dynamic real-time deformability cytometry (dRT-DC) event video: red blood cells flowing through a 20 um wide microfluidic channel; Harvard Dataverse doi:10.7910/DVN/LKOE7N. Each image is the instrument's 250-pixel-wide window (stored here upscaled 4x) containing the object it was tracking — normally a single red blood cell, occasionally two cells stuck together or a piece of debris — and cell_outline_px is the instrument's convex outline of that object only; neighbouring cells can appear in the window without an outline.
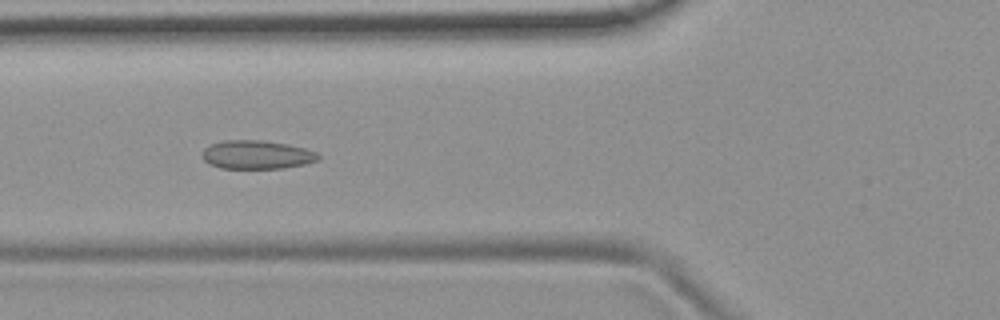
{"species": "common noctule bat (a hibernating species)", "species_latin": "Nyctalus noctula", "temperature_condition": "room temperature", "stored_images_in_passage": 56, "camera_frame_rate_fps": 3000, "um_per_image_px": 0.085, "animal": {"sex": "female", "body_mass_g": 19.9}, "frame": {"image": 1, "passage_image": 21, "time_ms": 6.667, "image_size_px": [1000, 320], "cell_outline_px": [[320, 156], [316, 160], [304, 164], [284, 168], [220, 168], [208, 164], [200, 156], [204, 148], [212, 144], [224, 140], [260, 140], [288, 144], [304, 148], [316, 152]], "centroid_in_image_um": [21.78, 13.15], "position_along_channel_um": 104.0, "area_um2": 19.31}}
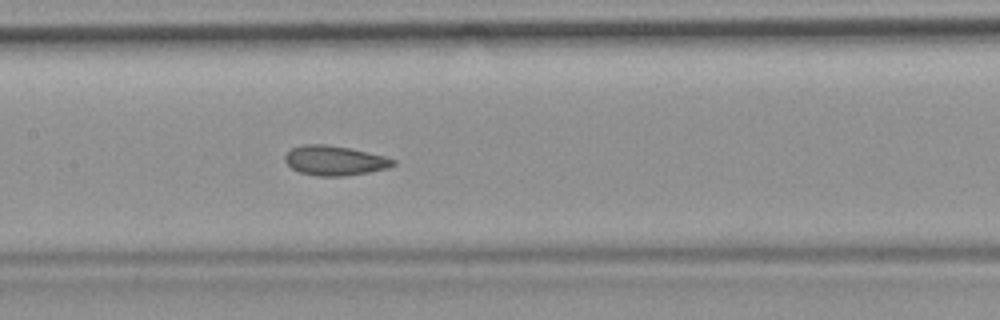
{"frame": {"image": 2, "passage_image": 27, "time_ms": 8.667, "image_size_px": [1000, 320], "cell_outline_px": [[396, 164], [388, 168], [368, 172], [344, 176], [316, 176], [300, 172], [292, 168], [284, 160], [284, 156], [292, 148], [304, 144], [324, 144], [348, 148], [384, 156], [396, 160]], "centroid_in_image_um": [28.44, 13.65], "position_along_channel_um": 179.0, "area_um2": 18.55}}
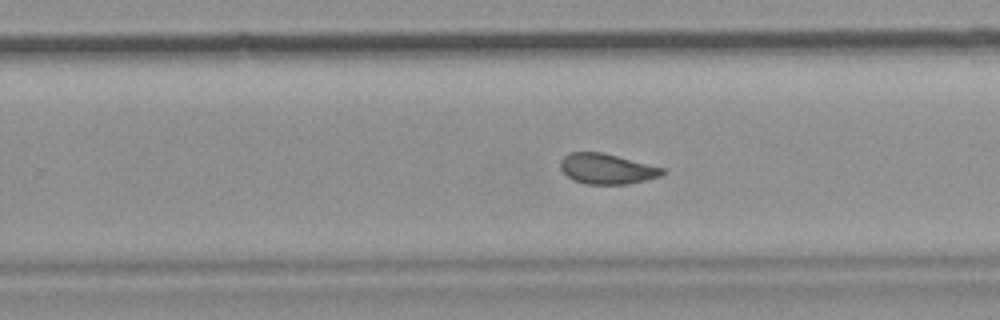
{"frame": {"image": 3, "passage_image": 35, "time_ms": 11.333, "image_size_px": [1000, 320], "cell_outline_px": [[664, 172], [660, 176], [628, 184], [584, 184], [572, 180], [560, 168], [560, 160], [568, 152], [600, 152], [664, 168]], "centroid_in_image_um": [51.53, 14.35], "position_along_channel_um": 278.3, "area_um2": 17.86}}